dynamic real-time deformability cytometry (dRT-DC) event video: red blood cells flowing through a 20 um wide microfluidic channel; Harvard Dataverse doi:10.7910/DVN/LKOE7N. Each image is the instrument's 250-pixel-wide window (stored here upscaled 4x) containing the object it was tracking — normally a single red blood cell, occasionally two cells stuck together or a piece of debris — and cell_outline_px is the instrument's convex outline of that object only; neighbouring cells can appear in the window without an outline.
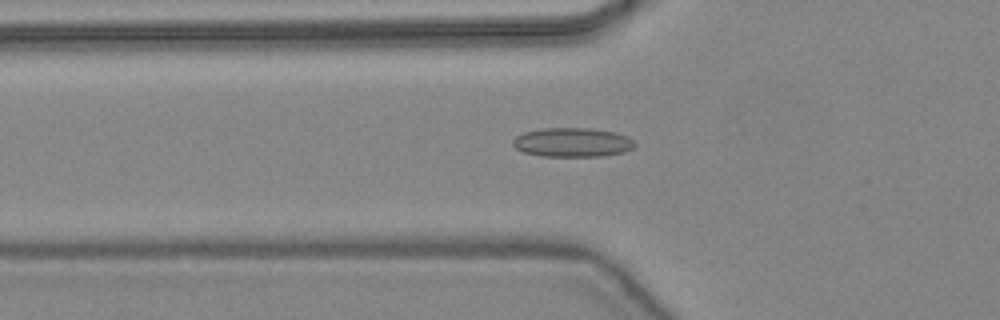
{"species": "common noctule bat (a hibernating species)", "species_latin": "Nyctalus noctula", "temperature_condition": "warm", "stored_images_in_passage": 47, "camera_frame_rate_fps": 3000, "um_per_image_px": 0.085, "animal": {"sex": "female", "body_mass_g": 24.6, "forearm_length_mm": 56.2}, "frame": {"image": 1, "passage_image": 17, "time_ms": 5.333, "image_size_px": [1000, 320], "cell_outline_px": [[636, 144], [632, 148], [624, 152], [604, 156], [540, 156], [524, 152], [516, 148], [512, 144], [512, 140], [516, 136], [524, 132], [544, 128], [588, 128], [612, 132], [628, 136]], "centroid_in_image_um": [48.64, 12.1], "position_along_channel_um": 77.2, "area_um2": 20.63}}
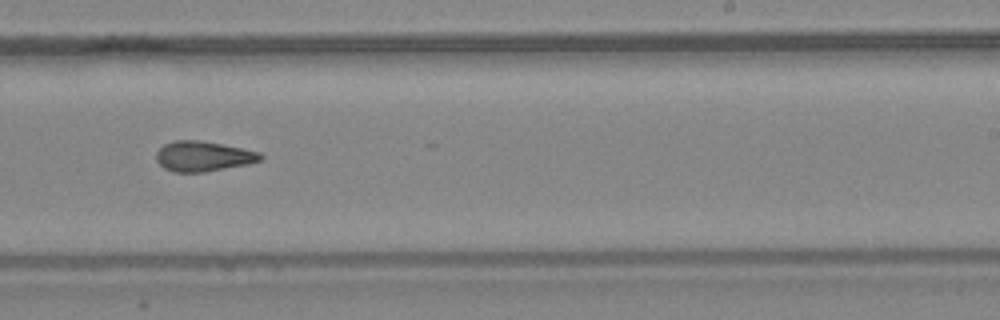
{"frame": {"image": 2, "passage_image": 30, "time_ms": 9.667, "image_size_px": [1000, 320], "cell_outline_px": [[264, 156], [260, 160], [248, 164], [204, 172], [172, 172], [164, 168], [156, 160], [156, 152], [164, 144], [172, 140], [200, 140], [260, 152]], "centroid_in_image_um": [17.24, 13.28], "position_along_channel_um": 271.8, "area_um2": 18.26}}
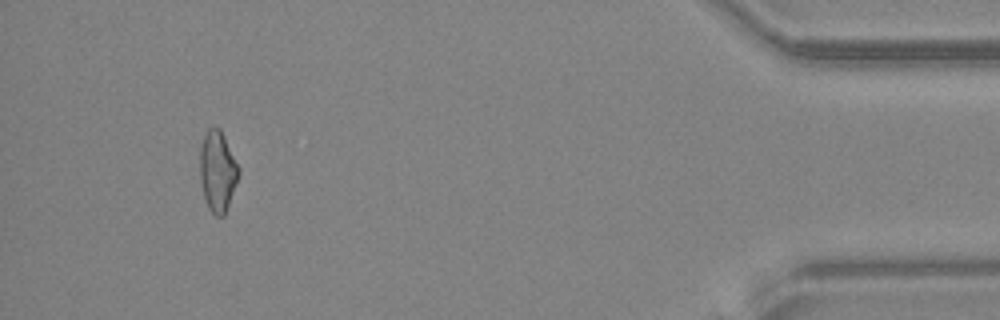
{"frame": {"image": 3, "passage_image": 44, "time_ms": 14.333, "image_size_px": [1000, 320], "cell_outline_px": [[240, 172], [224, 216], [216, 216], [208, 208], [204, 196], [200, 180], [200, 148], [204, 136], [208, 128], [220, 128], [240, 168]], "centroid_in_image_um": [18.49, 14.55], "position_along_channel_um": 416.7, "area_um2": 18.03}, "authors_computed_cell_mechanics": {"area_um2": 18.5538, "velocity_mm_per_s": 4.4672, "shape_relaxation_time_tau1_ms": null, "shape_relaxation_time_tau2_ms": 2.6172, "deformation_change_tau1": null, "deformation_change_tau2": 0.1144}}